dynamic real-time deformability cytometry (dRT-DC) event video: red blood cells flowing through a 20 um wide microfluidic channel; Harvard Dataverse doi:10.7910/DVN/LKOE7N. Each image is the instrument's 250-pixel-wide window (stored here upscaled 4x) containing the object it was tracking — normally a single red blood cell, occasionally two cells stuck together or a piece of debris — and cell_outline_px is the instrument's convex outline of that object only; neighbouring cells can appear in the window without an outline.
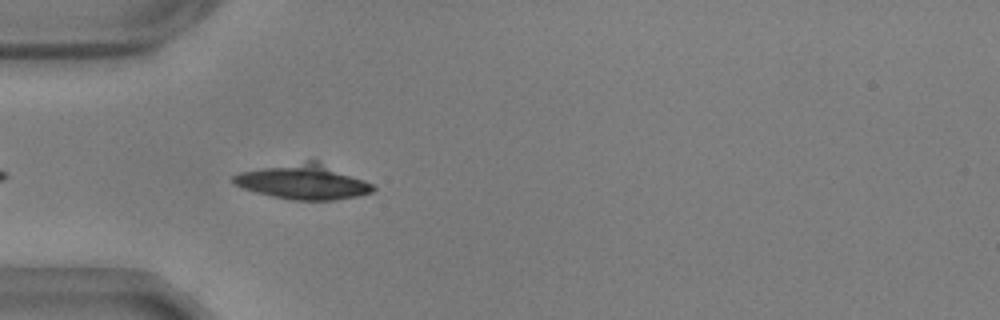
{"species": "common noctule bat (a hibernating species)", "species_latin": "Nyctalus noctula", "temperature_condition": "warm", "stored_images_in_passage": 11, "camera_frame_rate_fps": 3000, "um_per_image_px": 0.085, "animal": {"sex": "male", "body_mass_g": 17.9, "forearm_length_mm": 54.2}, "frame": {"image": 1, "passage_image": 4, "time_ms": 1.0, "image_size_px": [1000, 320], "cell_outline_px": [[376, 188], [372, 192], [356, 196], [336, 200], [292, 200], [272, 196], [256, 192], [244, 188], [236, 184], [232, 180], [232, 176], [240, 172], [308, 160], [316, 160], [364, 180], [372, 184]], "centroid_in_image_um": [25.8, 15.46], "position_along_channel_um": 59.2, "area_um2": 27.92}}